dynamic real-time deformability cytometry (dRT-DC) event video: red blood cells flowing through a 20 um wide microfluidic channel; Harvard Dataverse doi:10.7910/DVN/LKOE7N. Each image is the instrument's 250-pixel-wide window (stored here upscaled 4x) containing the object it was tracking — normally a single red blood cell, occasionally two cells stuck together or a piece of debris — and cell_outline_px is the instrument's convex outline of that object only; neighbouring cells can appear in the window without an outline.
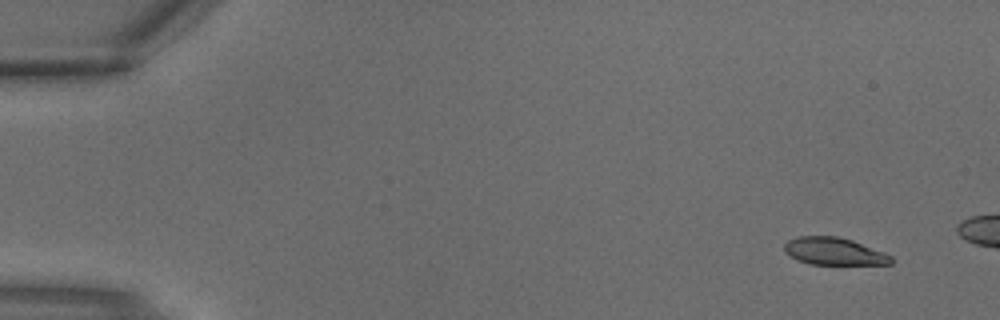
{"species": "common noctule bat (a hibernating species)", "species_latin": "Nyctalus noctula", "temperature_condition": "warm", "stored_images_in_passage": 4, "camera_frame_rate_fps": 3000, "um_per_image_px": 0.085, "animal": {"sex": "male", "body_mass_g": 18.8}, "frame": {"image": 1, "passage_image": 1, "time_ms": 0.0, "image_size_px": [1000, 320], "cell_outline_px": [[892, 264], [808, 264], [796, 260], [784, 252], [784, 244], [788, 240], [796, 236], [836, 236], [852, 240], [884, 252], [892, 256]], "centroid_in_image_um": [70.85, 21.36], "position_along_channel_um": 14.1, "area_um2": 17.11}}